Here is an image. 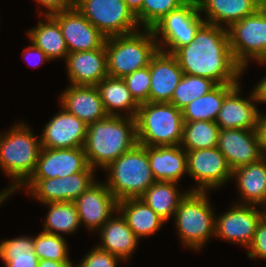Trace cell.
Here are the masks:
<instances>
[{"mask_svg": "<svg viewBox=\"0 0 266 267\" xmlns=\"http://www.w3.org/2000/svg\"><path fill=\"white\" fill-rule=\"evenodd\" d=\"M176 57L183 74L205 77L216 84H239L244 69L235 61L227 28L204 23Z\"/></svg>", "mask_w": 266, "mask_h": 267, "instance_id": "cell-1", "label": "cell"}, {"mask_svg": "<svg viewBox=\"0 0 266 267\" xmlns=\"http://www.w3.org/2000/svg\"><path fill=\"white\" fill-rule=\"evenodd\" d=\"M137 144L135 118L107 117L87 127L84 152L90 167L105 169Z\"/></svg>", "mask_w": 266, "mask_h": 267, "instance_id": "cell-2", "label": "cell"}, {"mask_svg": "<svg viewBox=\"0 0 266 267\" xmlns=\"http://www.w3.org/2000/svg\"><path fill=\"white\" fill-rule=\"evenodd\" d=\"M40 136L25 122L16 123L0 134V169L12 179L6 191L14 194L34 173L41 150Z\"/></svg>", "mask_w": 266, "mask_h": 267, "instance_id": "cell-3", "label": "cell"}, {"mask_svg": "<svg viewBox=\"0 0 266 267\" xmlns=\"http://www.w3.org/2000/svg\"><path fill=\"white\" fill-rule=\"evenodd\" d=\"M106 186L117 201L139 198L156 181L148 159L147 146L138 143L105 169Z\"/></svg>", "mask_w": 266, "mask_h": 267, "instance_id": "cell-4", "label": "cell"}, {"mask_svg": "<svg viewBox=\"0 0 266 267\" xmlns=\"http://www.w3.org/2000/svg\"><path fill=\"white\" fill-rule=\"evenodd\" d=\"M105 48L107 74L113 78H123L149 66L159 50L152 30L143 28L128 35L107 37Z\"/></svg>", "mask_w": 266, "mask_h": 267, "instance_id": "cell-5", "label": "cell"}, {"mask_svg": "<svg viewBox=\"0 0 266 267\" xmlns=\"http://www.w3.org/2000/svg\"><path fill=\"white\" fill-rule=\"evenodd\" d=\"M137 143L142 146L181 145L182 110L171 103L141 104L136 117Z\"/></svg>", "mask_w": 266, "mask_h": 267, "instance_id": "cell-6", "label": "cell"}, {"mask_svg": "<svg viewBox=\"0 0 266 267\" xmlns=\"http://www.w3.org/2000/svg\"><path fill=\"white\" fill-rule=\"evenodd\" d=\"M208 192L189 191L181 200L174 223L183 246L200 251L215 237V211Z\"/></svg>", "mask_w": 266, "mask_h": 267, "instance_id": "cell-7", "label": "cell"}, {"mask_svg": "<svg viewBox=\"0 0 266 267\" xmlns=\"http://www.w3.org/2000/svg\"><path fill=\"white\" fill-rule=\"evenodd\" d=\"M227 33L233 57L244 71L250 59L266 64V8L232 23Z\"/></svg>", "mask_w": 266, "mask_h": 267, "instance_id": "cell-8", "label": "cell"}, {"mask_svg": "<svg viewBox=\"0 0 266 267\" xmlns=\"http://www.w3.org/2000/svg\"><path fill=\"white\" fill-rule=\"evenodd\" d=\"M204 23L196 0H188L178 9L170 11L151 30L159 50L173 54L180 47L189 44Z\"/></svg>", "mask_w": 266, "mask_h": 267, "instance_id": "cell-9", "label": "cell"}, {"mask_svg": "<svg viewBox=\"0 0 266 267\" xmlns=\"http://www.w3.org/2000/svg\"><path fill=\"white\" fill-rule=\"evenodd\" d=\"M74 6L106 37L128 35L140 29L124 0H74Z\"/></svg>", "mask_w": 266, "mask_h": 267, "instance_id": "cell-10", "label": "cell"}, {"mask_svg": "<svg viewBox=\"0 0 266 267\" xmlns=\"http://www.w3.org/2000/svg\"><path fill=\"white\" fill-rule=\"evenodd\" d=\"M95 169L88 167L63 178L28 179L19 189L25 188L28 194L40 203L74 202L96 180Z\"/></svg>", "mask_w": 266, "mask_h": 267, "instance_id": "cell-11", "label": "cell"}, {"mask_svg": "<svg viewBox=\"0 0 266 267\" xmlns=\"http://www.w3.org/2000/svg\"><path fill=\"white\" fill-rule=\"evenodd\" d=\"M232 169L223 153L217 148L187 152V174L196 181L189 191L207 192L217 189L232 179Z\"/></svg>", "mask_w": 266, "mask_h": 267, "instance_id": "cell-12", "label": "cell"}, {"mask_svg": "<svg viewBox=\"0 0 266 267\" xmlns=\"http://www.w3.org/2000/svg\"><path fill=\"white\" fill-rule=\"evenodd\" d=\"M262 218V207L234 203L221 216H215V237L248 248Z\"/></svg>", "mask_w": 266, "mask_h": 267, "instance_id": "cell-13", "label": "cell"}, {"mask_svg": "<svg viewBox=\"0 0 266 267\" xmlns=\"http://www.w3.org/2000/svg\"><path fill=\"white\" fill-rule=\"evenodd\" d=\"M117 202L105 182L96 180L74 201L80 224L97 232L117 212Z\"/></svg>", "mask_w": 266, "mask_h": 267, "instance_id": "cell-14", "label": "cell"}, {"mask_svg": "<svg viewBox=\"0 0 266 267\" xmlns=\"http://www.w3.org/2000/svg\"><path fill=\"white\" fill-rule=\"evenodd\" d=\"M59 23L69 53L90 51L101 48L106 41L104 36L74 6L52 15Z\"/></svg>", "mask_w": 266, "mask_h": 267, "instance_id": "cell-15", "label": "cell"}, {"mask_svg": "<svg viewBox=\"0 0 266 267\" xmlns=\"http://www.w3.org/2000/svg\"><path fill=\"white\" fill-rule=\"evenodd\" d=\"M217 148L232 171L264 157L256 130L220 129Z\"/></svg>", "mask_w": 266, "mask_h": 267, "instance_id": "cell-16", "label": "cell"}, {"mask_svg": "<svg viewBox=\"0 0 266 267\" xmlns=\"http://www.w3.org/2000/svg\"><path fill=\"white\" fill-rule=\"evenodd\" d=\"M89 167L83 147L41 148L36 169L29 179L63 178Z\"/></svg>", "mask_w": 266, "mask_h": 267, "instance_id": "cell-17", "label": "cell"}, {"mask_svg": "<svg viewBox=\"0 0 266 267\" xmlns=\"http://www.w3.org/2000/svg\"><path fill=\"white\" fill-rule=\"evenodd\" d=\"M87 125L61 107L44 126L40 135L42 148L61 149L83 147Z\"/></svg>", "mask_w": 266, "mask_h": 267, "instance_id": "cell-18", "label": "cell"}, {"mask_svg": "<svg viewBox=\"0 0 266 267\" xmlns=\"http://www.w3.org/2000/svg\"><path fill=\"white\" fill-rule=\"evenodd\" d=\"M239 83L225 98L215 120L220 129L257 130L260 111L257 98L252 90L249 97H241ZM256 102V103H255Z\"/></svg>", "mask_w": 266, "mask_h": 267, "instance_id": "cell-19", "label": "cell"}, {"mask_svg": "<svg viewBox=\"0 0 266 267\" xmlns=\"http://www.w3.org/2000/svg\"><path fill=\"white\" fill-rule=\"evenodd\" d=\"M149 102L170 103L183 71L173 54L158 50L149 64Z\"/></svg>", "mask_w": 266, "mask_h": 267, "instance_id": "cell-20", "label": "cell"}, {"mask_svg": "<svg viewBox=\"0 0 266 267\" xmlns=\"http://www.w3.org/2000/svg\"><path fill=\"white\" fill-rule=\"evenodd\" d=\"M65 66L69 84L96 86L108 76L105 44L90 51L68 53Z\"/></svg>", "mask_w": 266, "mask_h": 267, "instance_id": "cell-21", "label": "cell"}, {"mask_svg": "<svg viewBox=\"0 0 266 267\" xmlns=\"http://www.w3.org/2000/svg\"><path fill=\"white\" fill-rule=\"evenodd\" d=\"M60 107L87 126L108 116L96 86L70 84L60 95Z\"/></svg>", "mask_w": 266, "mask_h": 267, "instance_id": "cell-22", "label": "cell"}, {"mask_svg": "<svg viewBox=\"0 0 266 267\" xmlns=\"http://www.w3.org/2000/svg\"><path fill=\"white\" fill-rule=\"evenodd\" d=\"M155 181L178 183L187 174V151L180 145L147 146Z\"/></svg>", "mask_w": 266, "mask_h": 267, "instance_id": "cell-23", "label": "cell"}, {"mask_svg": "<svg viewBox=\"0 0 266 267\" xmlns=\"http://www.w3.org/2000/svg\"><path fill=\"white\" fill-rule=\"evenodd\" d=\"M97 233H99V238L102 242L96 246L117 256L122 261L127 262L139 244V238L130 229L126 220L118 211L112 215Z\"/></svg>", "mask_w": 266, "mask_h": 267, "instance_id": "cell-24", "label": "cell"}, {"mask_svg": "<svg viewBox=\"0 0 266 267\" xmlns=\"http://www.w3.org/2000/svg\"><path fill=\"white\" fill-rule=\"evenodd\" d=\"M242 198L237 204L266 205V156L255 163L240 167L232 172V179Z\"/></svg>", "mask_w": 266, "mask_h": 267, "instance_id": "cell-25", "label": "cell"}, {"mask_svg": "<svg viewBox=\"0 0 266 267\" xmlns=\"http://www.w3.org/2000/svg\"><path fill=\"white\" fill-rule=\"evenodd\" d=\"M206 23L228 28L232 23L252 15L260 7L252 0H196Z\"/></svg>", "mask_w": 266, "mask_h": 267, "instance_id": "cell-26", "label": "cell"}, {"mask_svg": "<svg viewBox=\"0 0 266 267\" xmlns=\"http://www.w3.org/2000/svg\"><path fill=\"white\" fill-rule=\"evenodd\" d=\"M117 211L126 220L127 225L139 238L159 232L166 222L155 213L140 197L127 198L117 202Z\"/></svg>", "mask_w": 266, "mask_h": 267, "instance_id": "cell-27", "label": "cell"}, {"mask_svg": "<svg viewBox=\"0 0 266 267\" xmlns=\"http://www.w3.org/2000/svg\"><path fill=\"white\" fill-rule=\"evenodd\" d=\"M96 87L108 115L136 117L140 105L134 100L123 78L107 76Z\"/></svg>", "mask_w": 266, "mask_h": 267, "instance_id": "cell-28", "label": "cell"}, {"mask_svg": "<svg viewBox=\"0 0 266 267\" xmlns=\"http://www.w3.org/2000/svg\"><path fill=\"white\" fill-rule=\"evenodd\" d=\"M37 26L27 31L29 41L40 48L52 61L64 58L69 53L58 21L52 16H42ZM42 20H45L42 22Z\"/></svg>", "mask_w": 266, "mask_h": 267, "instance_id": "cell-29", "label": "cell"}, {"mask_svg": "<svg viewBox=\"0 0 266 267\" xmlns=\"http://www.w3.org/2000/svg\"><path fill=\"white\" fill-rule=\"evenodd\" d=\"M178 183L167 181H156L140 198L166 222L174 217L181 200L189 192H180Z\"/></svg>", "mask_w": 266, "mask_h": 267, "instance_id": "cell-30", "label": "cell"}, {"mask_svg": "<svg viewBox=\"0 0 266 267\" xmlns=\"http://www.w3.org/2000/svg\"><path fill=\"white\" fill-rule=\"evenodd\" d=\"M238 84H217L208 93L190 102L183 110V121H210L215 122L222 107L224 98Z\"/></svg>", "mask_w": 266, "mask_h": 267, "instance_id": "cell-31", "label": "cell"}, {"mask_svg": "<svg viewBox=\"0 0 266 267\" xmlns=\"http://www.w3.org/2000/svg\"><path fill=\"white\" fill-rule=\"evenodd\" d=\"M48 207L45 216L44 232L60 235L74 234L81 227L74 202L44 203Z\"/></svg>", "mask_w": 266, "mask_h": 267, "instance_id": "cell-32", "label": "cell"}, {"mask_svg": "<svg viewBox=\"0 0 266 267\" xmlns=\"http://www.w3.org/2000/svg\"><path fill=\"white\" fill-rule=\"evenodd\" d=\"M0 258L5 267H38L34 252V237L19 236L0 242Z\"/></svg>", "mask_w": 266, "mask_h": 267, "instance_id": "cell-33", "label": "cell"}, {"mask_svg": "<svg viewBox=\"0 0 266 267\" xmlns=\"http://www.w3.org/2000/svg\"><path fill=\"white\" fill-rule=\"evenodd\" d=\"M219 130L216 122H184L183 139L180 146L187 152L217 147Z\"/></svg>", "mask_w": 266, "mask_h": 267, "instance_id": "cell-34", "label": "cell"}, {"mask_svg": "<svg viewBox=\"0 0 266 267\" xmlns=\"http://www.w3.org/2000/svg\"><path fill=\"white\" fill-rule=\"evenodd\" d=\"M216 85L211 79L183 74L170 103L183 110L190 102L202 97Z\"/></svg>", "mask_w": 266, "mask_h": 267, "instance_id": "cell-35", "label": "cell"}, {"mask_svg": "<svg viewBox=\"0 0 266 267\" xmlns=\"http://www.w3.org/2000/svg\"><path fill=\"white\" fill-rule=\"evenodd\" d=\"M34 252L39 260L72 262L68 257V246L65 237L47 232L34 236Z\"/></svg>", "mask_w": 266, "mask_h": 267, "instance_id": "cell-36", "label": "cell"}, {"mask_svg": "<svg viewBox=\"0 0 266 267\" xmlns=\"http://www.w3.org/2000/svg\"><path fill=\"white\" fill-rule=\"evenodd\" d=\"M187 1L188 0H144L142 9L135 15L137 22L143 29H152V27L170 11L178 9Z\"/></svg>", "mask_w": 266, "mask_h": 267, "instance_id": "cell-37", "label": "cell"}, {"mask_svg": "<svg viewBox=\"0 0 266 267\" xmlns=\"http://www.w3.org/2000/svg\"><path fill=\"white\" fill-rule=\"evenodd\" d=\"M123 80L134 100L139 105L149 102V90L151 86L149 66L124 76Z\"/></svg>", "mask_w": 266, "mask_h": 267, "instance_id": "cell-38", "label": "cell"}, {"mask_svg": "<svg viewBox=\"0 0 266 267\" xmlns=\"http://www.w3.org/2000/svg\"><path fill=\"white\" fill-rule=\"evenodd\" d=\"M120 261L117 256L94 246L74 267H117Z\"/></svg>", "mask_w": 266, "mask_h": 267, "instance_id": "cell-39", "label": "cell"}, {"mask_svg": "<svg viewBox=\"0 0 266 267\" xmlns=\"http://www.w3.org/2000/svg\"><path fill=\"white\" fill-rule=\"evenodd\" d=\"M250 259L266 260V219L263 217L258 223L252 243L247 248Z\"/></svg>", "mask_w": 266, "mask_h": 267, "instance_id": "cell-40", "label": "cell"}, {"mask_svg": "<svg viewBox=\"0 0 266 267\" xmlns=\"http://www.w3.org/2000/svg\"><path fill=\"white\" fill-rule=\"evenodd\" d=\"M39 3L40 7L43 6V9H46L45 12L40 11V16H49L59 13L64 10H68L74 7V0H35Z\"/></svg>", "mask_w": 266, "mask_h": 267, "instance_id": "cell-41", "label": "cell"}, {"mask_svg": "<svg viewBox=\"0 0 266 267\" xmlns=\"http://www.w3.org/2000/svg\"><path fill=\"white\" fill-rule=\"evenodd\" d=\"M22 55L31 67L40 66L43 62L51 61L47 55L38 47H36L32 42L27 48L22 52ZM32 57V58H31ZM33 59V61L31 59Z\"/></svg>", "mask_w": 266, "mask_h": 267, "instance_id": "cell-42", "label": "cell"}, {"mask_svg": "<svg viewBox=\"0 0 266 267\" xmlns=\"http://www.w3.org/2000/svg\"><path fill=\"white\" fill-rule=\"evenodd\" d=\"M257 134L264 156H266V114L259 113L257 123Z\"/></svg>", "mask_w": 266, "mask_h": 267, "instance_id": "cell-43", "label": "cell"}, {"mask_svg": "<svg viewBox=\"0 0 266 267\" xmlns=\"http://www.w3.org/2000/svg\"><path fill=\"white\" fill-rule=\"evenodd\" d=\"M254 93L258 103H266V75L254 87Z\"/></svg>", "mask_w": 266, "mask_h": 267, "instance_id": "cell-44", "label": "cell"}, {"mask_svg": "<svg viewBox=\"0 0 266 267\" xmlns=\"http://www.w3.org/2000/svg\"><path fill=\"white\" fill-rule=\"evenodd\" d=\"M38 267H74L72 262H58L54 260H39Z\"/></svg>", "mask_w": 266, "mask_h": 267, "instance_id": "cell-45", "label": "cell"}, {"mask_svg": "<svg viewBox=\"0 0 266 267\" xmlns=\"http://www.w3.org/2000/svg\"><path fill=\"white\" fill-rule=\"evenodd\" d=\"M128 8L136 15L141 9L144 0H124Z\"/></svg>", "mask_w": 266, "mask_h": 267, "instance_id": "cell-46", "label": "cell"}, {"mask_svg": "<svg viewBox=\"0 0 266 267\" xmlns=\"http://www.w3.org/2000/svg\"><path fill=\"white\" fill-rule=\"evenodd\" d=\"M12 193L6 191L5 189L0 192V205L11 196Z\"/></svg>", "mask_w": 266, "mask_h": 267, "instance_id": "cell-47", "label": "cell"}, {"mask_svg": "<svg viewBox=\"0 0 266 267\" xmlns=\"http://www.w3.org/2000/svg\"><path fill=\"white\" fill-rule=\"evenodd\" d=\"M255 2L260 8H266V0H252Z\"/></svg>", "mask_w": 266, "mask_h": 267, "instance_id": "cell-48", "label": "cell"}, {"mask_svg": "<svg viewBox=\"0 0 266 267\" xmlns=\"http://www.w3.org/2000/svg\"><path fill=\"white\" fill-rule=\"evenodd\" d=\"M263 217L266 219V205L263 206Z\"/></svg>", "mask_w": 266, "mask_h": 267, "instance_id": "cell-49", "label": "cell"}]
</instances>
